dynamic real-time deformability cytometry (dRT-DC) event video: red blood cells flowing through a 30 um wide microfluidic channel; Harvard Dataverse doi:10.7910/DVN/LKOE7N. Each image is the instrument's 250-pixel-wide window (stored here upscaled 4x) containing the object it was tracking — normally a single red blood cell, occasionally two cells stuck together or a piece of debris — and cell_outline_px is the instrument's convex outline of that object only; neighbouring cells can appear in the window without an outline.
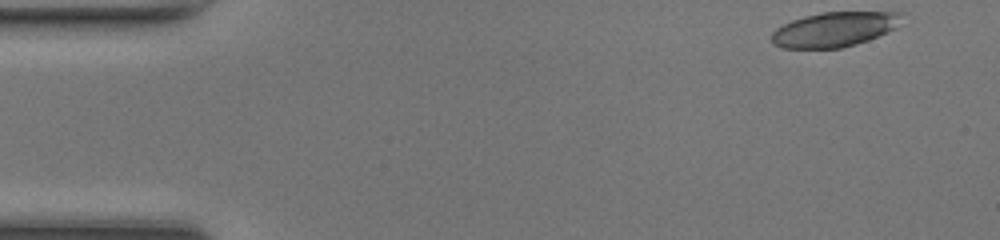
{"species": "common noctule bat (a hibernating species)", "species_latin": "Nyctalus noctula", "temperature_condition": "room temperature", "stored_images_in_passage": 45, "camera_frame_rate_fps": 3000, "um_per_image_px": 0.085, "animal": {"sex": "female", "body_mass_g": 17.0, "forearm_length_mm": 48.0}, "frame": {"image": 1, "passage_image": 1, "time_ms": 0.0, "image_size_px": [1000, 240], "cell_outline_px": [[904, 12], [896, 28], [888, 32], [868, 40], [856, 44], [840, 48], [780, 48], [772, 44], [772, 32], [776, 28], [792, 20], [804, 16], [820, 12]], "centroid_in_image_um": [70.91, 2.5], "position_along_channel_um": 14.1, "area_um2": 26.41}}
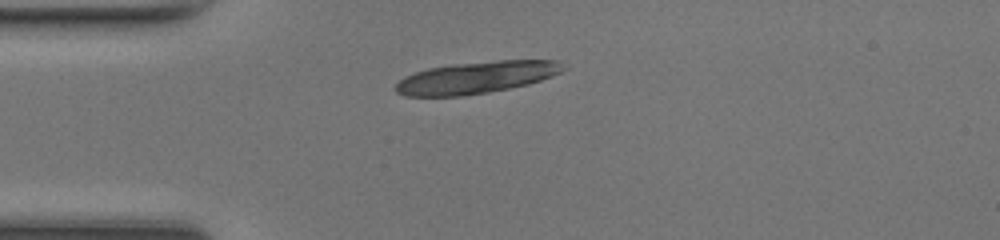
{"frame": {"image": 2, "passage_image": 10, "time_ms": 3.0, "image_size_px": [1000, 240], "cell_outline_px": [[568, 68], [560, 72], [540, 80], [528, 84], [488, 92], [464, 96], [404, 96], [396, 92], [392, 88], [404, 76], [428, 68], [452, 64], [496, 60], [560, 60]], "centroid_in_image_um": [40.48, 6.58], "position_along_channel_um": 44.5, "area_um2": 31.33}}
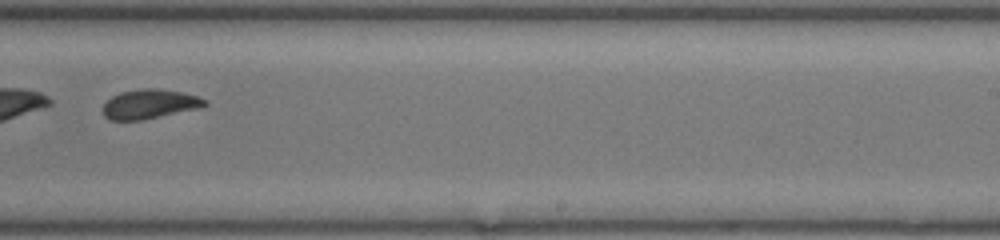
{"frame": {"image": 3, "passage_image": 28, "time_ms": 9.0, "image_size_px": [1000, 240], "cell_outline_px": [[208, 104], [200, 108], [140, 120], [108, 120], [104, 116], [104, 104], [112, 96], [120, 92], [140, 88], [156, 88], [184, 92], [208, 100]], "centroid_in_image_um": [12.73, 8.83], "position_along_channel_um": 276.3, "area_um2": 17.46}, "authors_computed_cell_mechanics": {"area_um2": 18.5538, "velocity_mm_per_s": 4.2824, "shape_relaxation_time_tau1_ms": null, "shape_relaxation_time_tau2_ms": 5.3321, "deformation_change_tau1": null, "deformation_change_tau2": 0.0984}}